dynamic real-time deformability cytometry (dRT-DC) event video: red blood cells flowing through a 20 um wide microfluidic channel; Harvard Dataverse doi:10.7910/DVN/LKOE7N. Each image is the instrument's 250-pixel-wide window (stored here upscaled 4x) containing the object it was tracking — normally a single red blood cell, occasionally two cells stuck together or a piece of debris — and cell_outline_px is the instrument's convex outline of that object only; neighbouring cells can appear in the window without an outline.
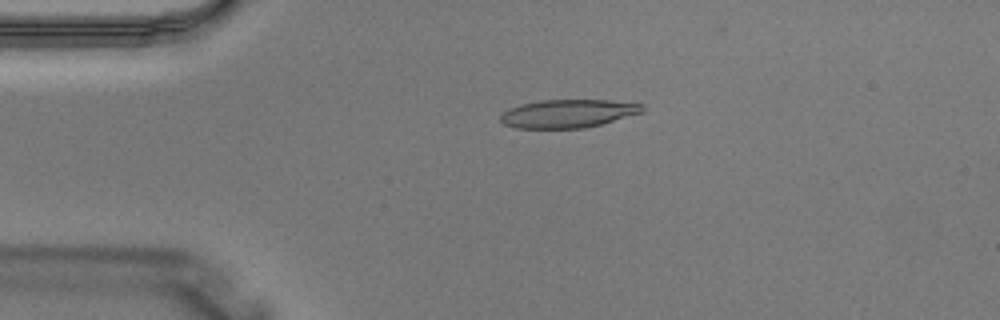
{"species": "Egyptian fruit bat (a non-hibernating species)", "species_latin": "Rousettus aegyptiacus", "temperature_condition": "warm", "stored_images_in_passage": 4, "camera_frame_rate_fps": 3000, "um_per_image_px": 0.085, "animal": {"sex": "male"}, "frame": {"image": 1, "passage_image": 3, "time_ms": 0.667, "image_size_px": [1000, 320], "cell_outline_px": [[644, 112], [600, 124], [584, 128], [516, 128], [504, 124], [500, 120], [500, 116], [504, 112], [520, 104], [540, 100], [608, 100], [644, 104]], "centroid_in_image_um": [48.3, 9.65], "position_along_channel_um": 36.7, "area_um2": 23.24}}
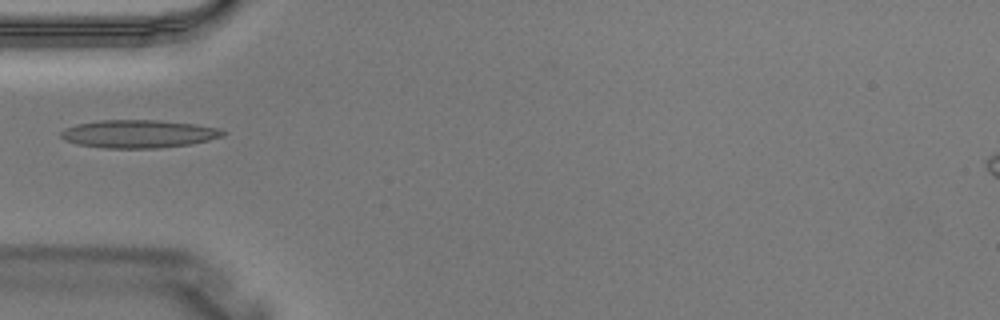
{"frame": {"image": 2, "passage_image": 4, "time_ms": 1.0, "image_size_px": [1000, 320], "cell_outline_px": [[228, 132], [224, 136], [192, 144], [160, 148], [104, 148], [76, 144], [64, 140], [60, 136], [60, 132], [64, 128], [76, 124], [100, 120], [160, 120], [196, 124], [220, 128]], "centroid_in_image_um": [11.8, 11.38], "position_along_channel_um": 73.2, "area_um2": 26.76}}